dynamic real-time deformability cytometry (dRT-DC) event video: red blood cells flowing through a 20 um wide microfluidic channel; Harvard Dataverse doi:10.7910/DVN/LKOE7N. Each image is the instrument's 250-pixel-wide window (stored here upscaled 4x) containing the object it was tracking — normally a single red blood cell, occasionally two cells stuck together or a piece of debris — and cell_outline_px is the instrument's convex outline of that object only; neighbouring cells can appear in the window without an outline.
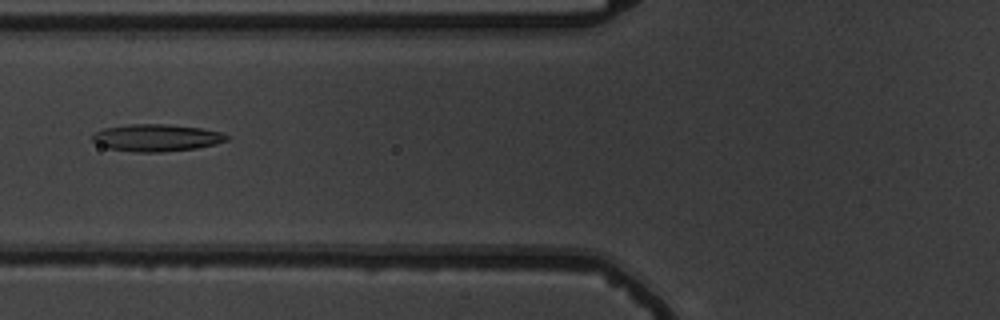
{"species": "common noctule bat (a hibernating species)", "species_latin": "Nyctalus noctula", "temperature_condition": "warm", "stored_images_in_passage": 9, "camera_frame_rate_fps": 3000, "um_per_image_px": 0.085, "animal": {"sex": "male", "body_mass_g": 19.5, "forearm_length_mm": 54.6}, "frame": {"image": 1, "passage_image": 7, "time_ms": 7.0, "image_size_px": [1000, 320], "cell_outline_px": [[228, 140], [216, 144], [196, 148], [160, 152], [132, 152], [108, 148], [96, 144], [92, 140], [92, 136], [96, 132], [104, 128], [128, 124], [164, 124], [200, 128], [220, 132], [228, 136]], "centroid_in_image_um": [13.27, 11.71], "position_along_channel_um": 112.5, "area_um2": 21.15}}
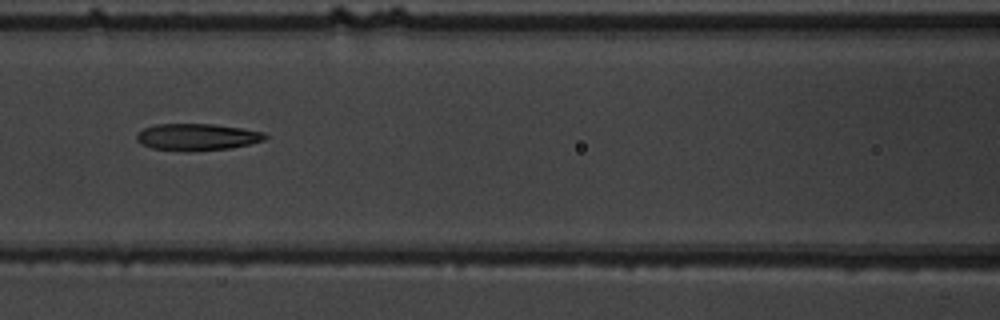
{"frame": {"image": 2, "passage_image": 8, "time_ms": 8.0, "image_size_px": [1000, 320], "cell_outline_px": [[268, 136], [264, 140], [248, 144], [228, 148], [188, 152], [152, 148], [140, 144], [136, 140], [136, 136], [144, 128], [156, 124], [212, 124], [240, 128], [264, 132]], "centroid_in_image_um": [16.72, 11.65], "position_along_channel_um": 149.9, "area_um2": 20.0}}
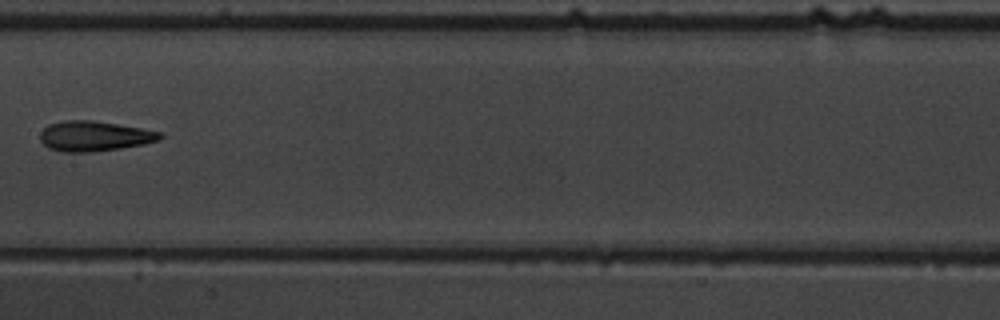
{"frame": {"image": 3, "passage_image": 9, "time_ms": 9.333, "image_size_px": [1000, 320], "cell_outline_px": [[164, 136], [160, 140], [144, 144], [120, 148], [92, 152], [64, 152], [48, 148], [40, 140], [40, 132], [48, 124], [64, 120], [92, 120], [140, 128], [160, 132]], "centroid_in_image_um": [7.99, 11.57], "position_along_channel_um": 199.4, "area_um2": 21.04}}